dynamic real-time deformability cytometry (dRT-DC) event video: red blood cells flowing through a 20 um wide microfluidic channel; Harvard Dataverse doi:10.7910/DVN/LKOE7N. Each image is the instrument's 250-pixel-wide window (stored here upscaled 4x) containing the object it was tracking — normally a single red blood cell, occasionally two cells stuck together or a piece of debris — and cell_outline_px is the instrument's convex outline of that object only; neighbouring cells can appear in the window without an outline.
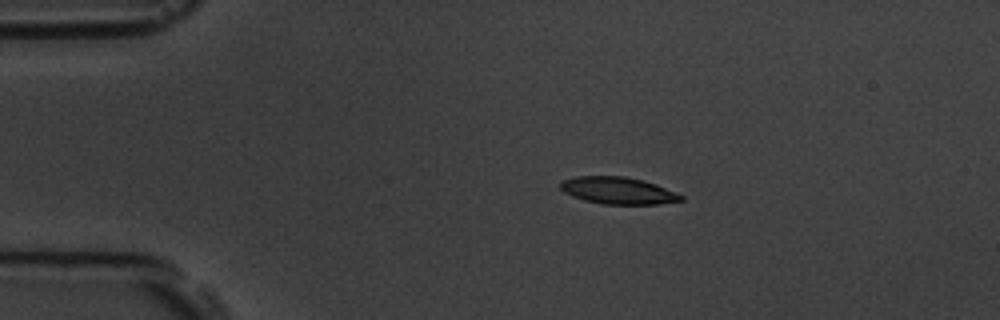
{"species": "common noctule bat (a hibernating species)", "species_latin": "Nyctalus noctula", "temperature_condition": "room temperature", "stored_images_in_passage": 7, "camera_frame_rate_fps": 3000, "um_per_image_px": 0.085, "animal": {"sex": "male", "body_mass_g": 19.5, "forearm_length_mm": 54.6}, "frame": {"image": 1, "passage_image": 3, "time_ms": 2.333, "image_size_px": [1000, 320], "cell_outline_px": [[684, 200], [660, 204], [604, 204], [584, 200], [572, 196], [564, 192], [560, 188], [560, 180], [576, 176], [624, 176], [644, 180], [656, 184], [684, 196]], "centroid_in_image_um": [52.52, 16.19], "position_along_channel_um": 32.5, "area_um2": 19.07}}
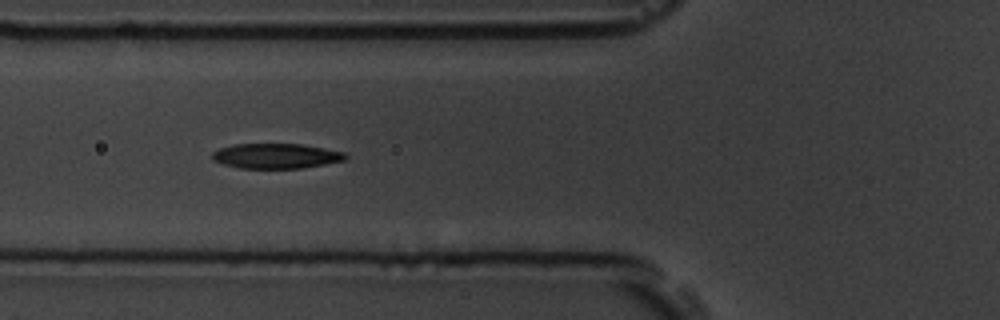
{"frame": {"image": 2, "passage_image": 6, "time_ms": 5.667, "image_size_px": [1000, 320], "cell_outline_px": [[348, 156], [344, 160], [324, 164], [300, 168], [240, 168], [224, 164], [212, 160], [212, 152], [220, 148], [232, 144], [304, 144], [344, 152]], "centroid_in_image_um": [23.45, 13.25], "position_along_channel_um": 102.4, "area_um2": 19.36}}
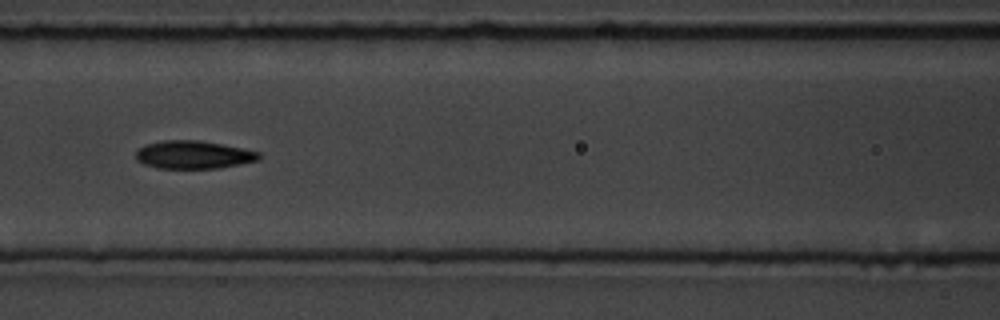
{"frame": {"image": 3, "passage_image": 7, "time_ms": 7.0, "image_size_px": [1000, 320], "cell_outline_px": [[260, 160], [220, 168], [160, 168], [144, 164], [136, 160], [136, 152], [140, 148], [148, 144], [164, 140], [200, 140], [244, 148], [260, 152]], "centroid_in_image_um": [16.49, 13.15], "position_along_channel_um": 150.1, "area_um2": 20.06}}